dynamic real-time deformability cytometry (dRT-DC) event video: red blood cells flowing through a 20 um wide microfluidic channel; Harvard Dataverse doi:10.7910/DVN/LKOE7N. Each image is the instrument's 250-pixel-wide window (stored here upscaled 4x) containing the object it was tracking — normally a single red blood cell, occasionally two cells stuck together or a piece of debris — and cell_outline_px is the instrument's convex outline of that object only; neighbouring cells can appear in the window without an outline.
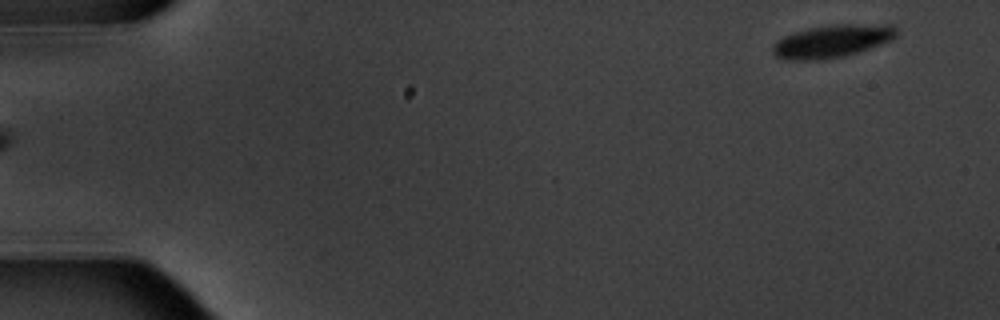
{"species": "common noctule bat (a hibernating species)", "species_latin": "Nyctalus noctula", "temperature_condition": "warm", "stored_images_in_passage": 6, "segment_of_instrument_passage": [2, 2], "camera_frame_rate_fps": 3000, "um_per_image_px": 0.085, "animal": {"sex": "male", "body_mass_g": 20.1, "forearm_length_mm": 53.5}, "frame": {"image": 1, "passage_image": 6, "time_ms": 7.0, "image_size_px": [1000, 320], "cell_outline_px": [[896, 36], [892, 40], [860, 52], [844, 56], [820, 60], [784, 60], [776, 56], [772, 52], [772, 44], [776, 40], [784, 36], [808, 28], [836, 24], [892, 24], [896, 28]], "centroid_in_image_um": [70.73, 3.5], "position_along_channel_um": 14.3, "area_um2": 23.87}}